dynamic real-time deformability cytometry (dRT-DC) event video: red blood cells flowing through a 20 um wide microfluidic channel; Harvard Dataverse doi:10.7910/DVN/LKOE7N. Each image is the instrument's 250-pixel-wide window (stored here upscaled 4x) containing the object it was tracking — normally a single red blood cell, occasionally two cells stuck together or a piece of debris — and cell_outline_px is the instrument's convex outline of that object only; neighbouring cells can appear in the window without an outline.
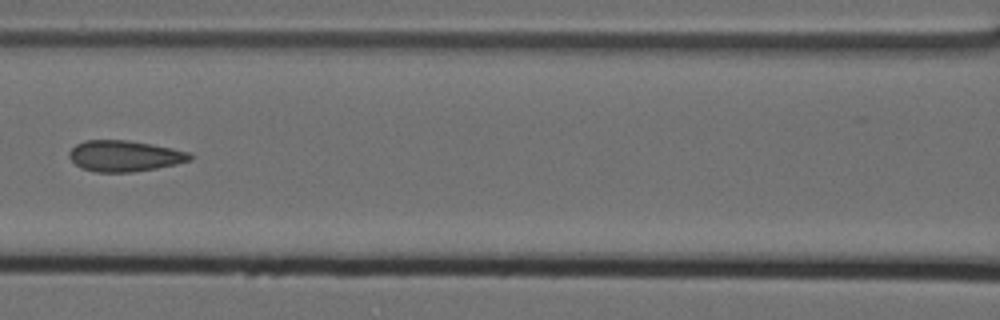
{"species": "Egyptian fruit bat (a non-hibernating species)", "species_latin": "Rousettus aegyptiacus", "temperature_condition": "cold", "stored_images_in_passage": 9, "segment_of_instrument_passage": [1, 2], "camera_frame_rate_fps": 3000, "um_per_image_px": 0.085, "animal": {"sex": "female"}, "frame": {"image": 1, "passage_image": 8, "time_ms": 2.333, "image_size_px": [1000, 320], "cell_outline_px": [[192, 160], [176, 164], [156, 168], [132, 172], [96, 172], [80, 168], [68, 156], [68, 152], [76, 144], [84, 140], [128, 140], [152, 144], [192, 152]], "centroid_in_image_um": [10.59, 13.25], "position_along_channel_um": 156.0, "area_um2": 21.96}}